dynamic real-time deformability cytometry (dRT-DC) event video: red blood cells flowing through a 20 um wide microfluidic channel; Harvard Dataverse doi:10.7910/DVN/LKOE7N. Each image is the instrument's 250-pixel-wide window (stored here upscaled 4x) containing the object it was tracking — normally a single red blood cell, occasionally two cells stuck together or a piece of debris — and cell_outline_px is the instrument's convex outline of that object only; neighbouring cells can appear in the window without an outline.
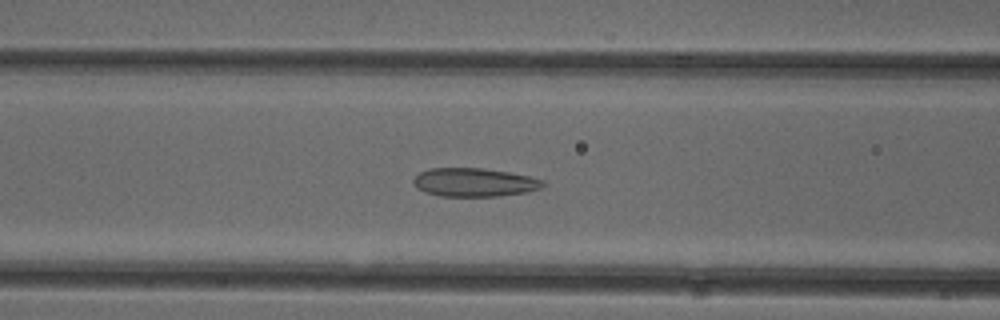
{"species": "common noctule bat (a hibernating species)", "species_latin": "Nyctalus noctula", "temperature_condition": "cold", "stored_images_in_passage": 52, "camera_frame_rate_fps": 3000, "um_per_image_px": 0.085, "animal": {"sex": "female"}, "frame": {"image": 1, "passage_image": 21, "time_ms": 6.667, "image_size_px": [1000, 320], "cell_outline_px": [[544, 184], [540, 188], [528, 192], [496, 196], [440, 196], [424, 192], [416, 188], [412, 180], [420, 172], [428, 168], [484, 168], [508, 172], [528, 176], [544, 180]], "centroid_in_image_um": [40.28, 15.5], "position_along_channel_um": 126.3, "area_um2": 21.56}}
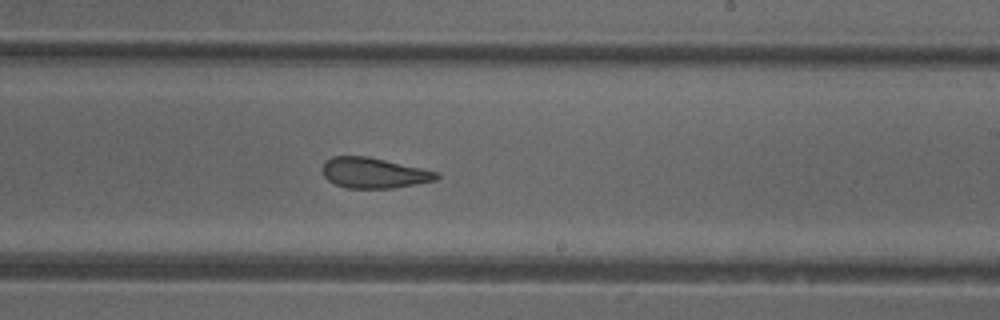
{"frame": {"image": 2, "passage_image": 31, "time_ms": 10.0, "image_size_px": [1000, 320], "cell_outline_px": [[440, 176], [436, 180], [392, 188], [348, 188], [336, 184], [328, 180], [324, 176], [320, 168], [324, 160], [332, 156], [368, 156], [440, 172]], "centroid_in_image_um": [31.74, 14.68], "position_along_channel_um": 257.3, "area_um2": 20.4}}
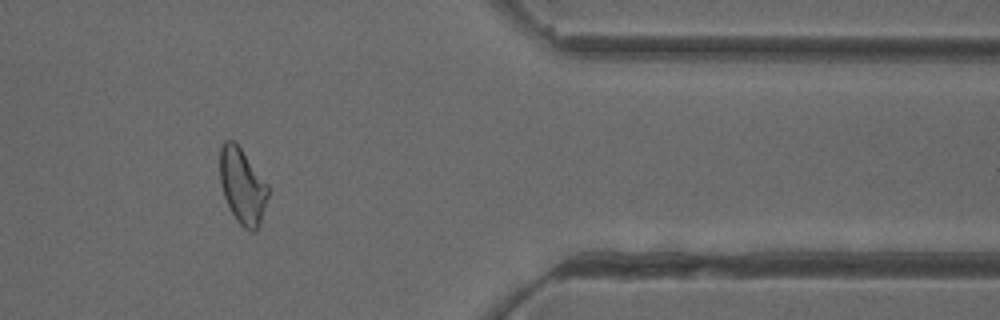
{"frame": {"image": 3, "passage_image": 43, "time_ms": 14.0, "image_size_px": [1000, 320], "cell_outline_px": [[268, 196], [260, 224], [252, 232], [248, 232], [236, 220], [224, 196], [220, 184], [220, 148], [224, 140], [232, 140], [240, 148], [268, 184]], "centroid_in_image_um": [20.6, 15.83], "position_along_channel_um": 390.8, "area_um2": 20.98}, "authors_computed_cell_mechanics": {"area_um2": 22.0796, "velocity_mm_per_s": 3.9445, "shape_relaxation_time_tau1_ms": null, "shape_relaxation_time_tau2_ms": 2.7622, "deformation_change_tau1": null, "deformation_change_tau2": 0.1016}}